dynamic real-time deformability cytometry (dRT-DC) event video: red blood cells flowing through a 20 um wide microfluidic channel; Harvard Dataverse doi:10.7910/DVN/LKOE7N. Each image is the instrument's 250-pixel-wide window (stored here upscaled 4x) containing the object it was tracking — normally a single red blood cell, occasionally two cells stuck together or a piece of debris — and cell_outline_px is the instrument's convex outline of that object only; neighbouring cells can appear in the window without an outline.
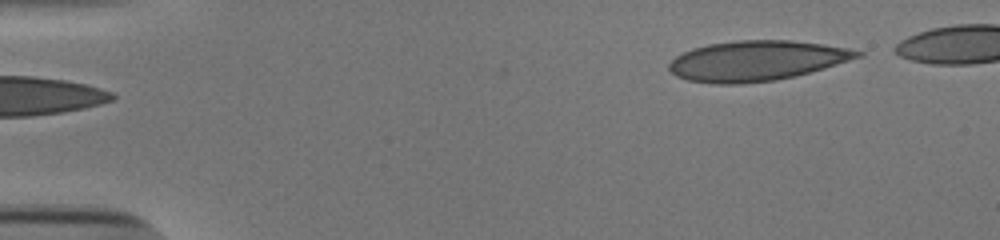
{"species": "human", "species_latin": "Homo sapiens", "temperature_condition": "cold", "stored_images_in_passage": 39, "camera_frame_rate_fps": 3000, "um_per_image_px": 0.085, "donor": {"sex": "male"}, "frame": {"image": 1, "passage_image": 1, "time_ms": 0.0, "image_size_px": [1000, 240], "cell_outline_px": [[864, 56], [824, 68], [776, 80], [740, 84], [716, 84], [688, 80], [676, 76], [668, 68], [668, 64], [676, 56], [692, 48], [708, 44], [736, 40], [792, 40], [848, 48], [864, 52]], "centroid_in_image_um": [64.3, 5.16], "position_along_channel_um": 20.7, "area_um2": 43.93}}
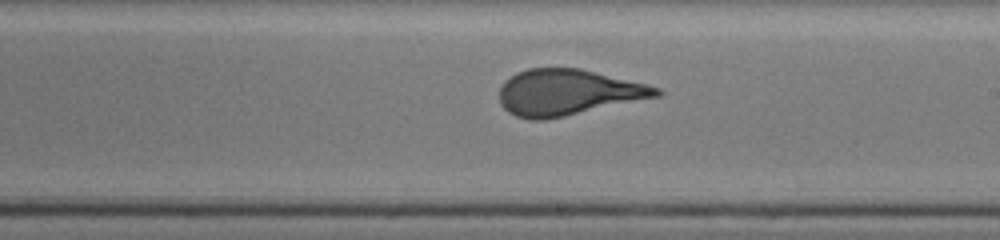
{"frame": {"image": 2, "passage_image": 26, "time_ms": 8.333, "image_size_px": [1000, 240], "cell_outline_px": [[664, 92], [660, 96], [564, 116], [544, 120], [532, 120], [516, 116], [508, 112], [500, 104], [500, 88], [504, 80], [516, 72], [528, 68], [580, 68], [648, 84], [660, 88]], "centroid_in_image_um": [48.26, 7.84], "position_along_channel_um": 240.7, "area_um2": 42.14}}
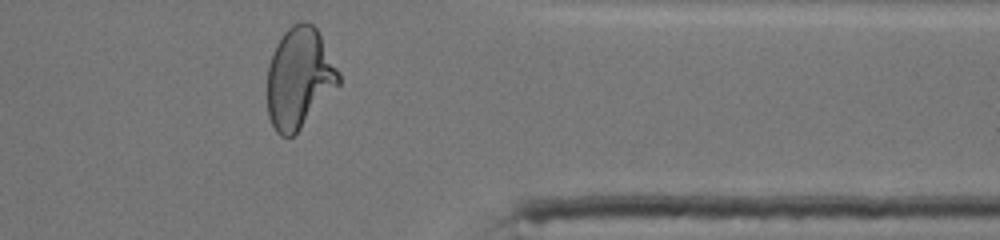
{"frame": {"image": 3, "passage_image": 38, "time_ms": 12.333, "image_size_px": [1000, 240], "cell_outline_px": [[340, 84], [300, 128], [292, 136], [280, 136], [276, 132], [268, 116], [268, 68], [276, 44], [284, 32], [292, 24], [300, 20], [304, 20], [312, 24], [316, 28], [340, 72]], "centroid_in_image_um": [25.44, 6.61], "position_along_channel_um": 386.0, "area_um2": 41.5}, "authors_computed_cell_mechanics": {"area_um2": 42.5408, "velocity_mm_per_s": 3.8999, "shape_relaxation_time_tau1_ms": 6.8261, "shape_relaxation_time_tau2_ms": null, "deformation_change_tau1": 0.2396, "deformation_change_tau2": null}}